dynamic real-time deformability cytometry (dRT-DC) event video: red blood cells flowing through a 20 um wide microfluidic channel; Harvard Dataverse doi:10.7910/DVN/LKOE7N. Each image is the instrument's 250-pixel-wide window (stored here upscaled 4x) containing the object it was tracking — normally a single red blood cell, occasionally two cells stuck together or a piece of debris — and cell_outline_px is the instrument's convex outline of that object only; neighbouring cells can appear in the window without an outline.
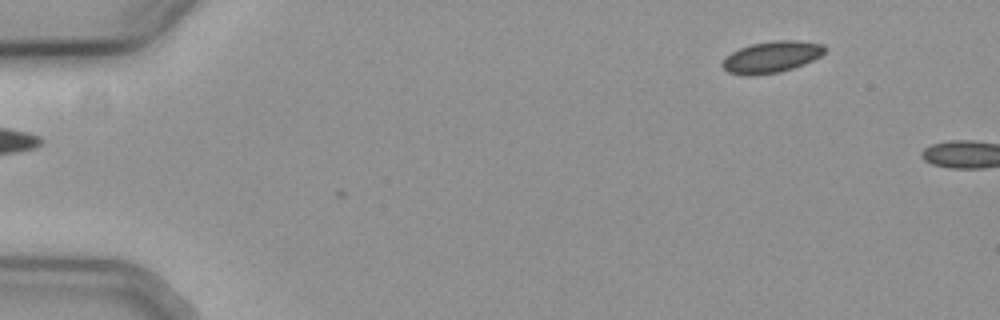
{"species": "common noctule bat (a hibernating species)", "species_latin": "Nyctalus noctula", "temperature_condition": "cold", "stored_images_in_passage": 2, "camera_frame_rate_fps": 3000, "um_per_image_px": 0.085, "animal": {"sex": "female", "body_mass_g": 19.3, "forearm_length_mm": 54.1}, "frame": {"image": 1, "passage_image": 2, "time_ms": 0.333, "image_size_px": [1000, 320], "cell_outline_px": [[828, 48], [820, 56], [804, 64], [780, 72], [752, 76], [744, 76], [728, 72], [720, 64], [732, 52], [740, 48], [752, 44], [772, 40], [796, 40], [824, 44]], "centroid_in_image_um": [65.6, 4.84], "position_along_channel_um": 19.4, "area_um2": 18.84}}